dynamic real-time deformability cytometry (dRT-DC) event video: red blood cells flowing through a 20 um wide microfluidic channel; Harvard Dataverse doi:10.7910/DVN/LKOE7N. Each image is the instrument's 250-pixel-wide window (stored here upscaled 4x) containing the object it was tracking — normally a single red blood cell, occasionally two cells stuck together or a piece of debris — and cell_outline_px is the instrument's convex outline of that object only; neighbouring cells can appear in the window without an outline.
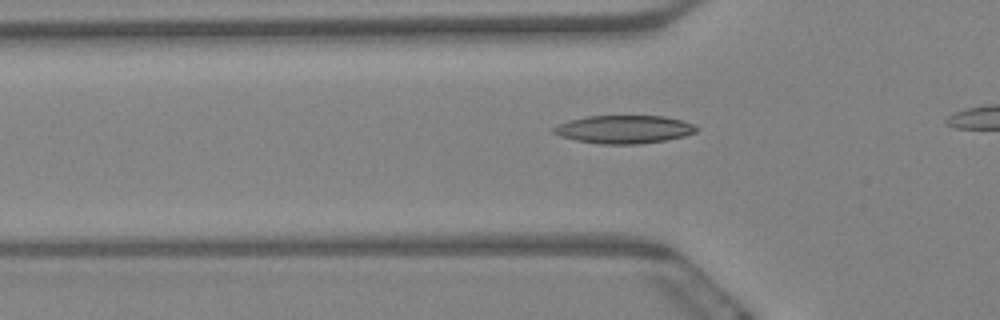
{"species": "Egyptian fruit bat (a non-hibernating species)", "species_latin": "Rousettus aegyptiacus", "temperature_condition": "warm", "stored_images_in_passage": 32, "camera_frame_rate_fps": 3000, "um_per_image_px": 0.085, "animal": {"sex": "female"}, "frame": {"image": 1, "passage_image": 2, "time_ms": 0.333, "image_size_px": [1000, 320], "cell_outline_px": [[700, 128], [696, 132], [684, 136], [664, 140], [640, 144], [600, 144], [576, 140], [560, 136], [552, 132], [552, 128], [560, 124], [572, 120], [588, 116], [664, 116], [680, 120], [692, 124]], "centroid_in_image_um": [53.06, 11.0], "position_along_channel_um": 72.7, "area_um2": 23.18}}
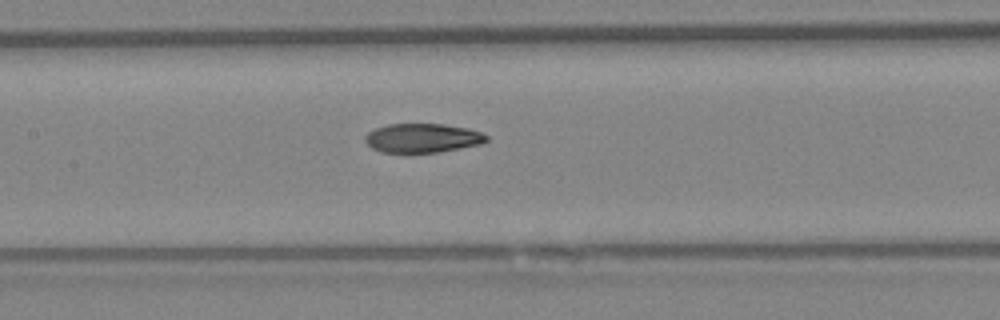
{"frame": {"image": 2, "passage_image": 11, "time_ms": 3.333, "image_size_px": [1000, 320], "cell_outline_px": [[488, 140], [480, 144], [440, 152], [380, 152], [372, 148], [364, 140], [364, 136], [368, 132], [376, 128], [388, 124], [444, 124], [468, 128], [480, 132], [488, 136]], "centroid_in_image_um": [35.9, 11.73], "position_along_channel_um": 171.5, "area_um2": 20.52}}
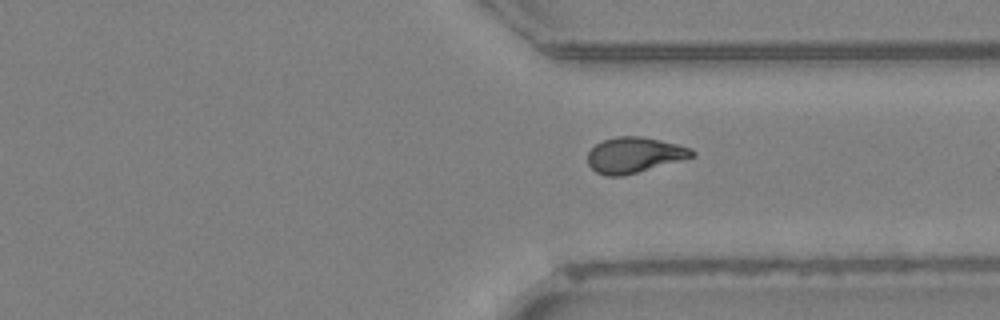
{"frame": {"image": 3, "passage_image": 28, "time_ms": 9.0, "image_size_px": [1000, 320], "cell_outline_px": [[696, 156], [624, 176], [608, 176], [596, 172], [588, 164], [588, 152], [596, 144], [604, 140], [616, 136], [640, 136], [676, 144], [692, 148], [696, 152]], "centroid_in_image_um": [53.93, 13.18], "position_along_channel_um": 357.5, "area_um2": 21.56}}